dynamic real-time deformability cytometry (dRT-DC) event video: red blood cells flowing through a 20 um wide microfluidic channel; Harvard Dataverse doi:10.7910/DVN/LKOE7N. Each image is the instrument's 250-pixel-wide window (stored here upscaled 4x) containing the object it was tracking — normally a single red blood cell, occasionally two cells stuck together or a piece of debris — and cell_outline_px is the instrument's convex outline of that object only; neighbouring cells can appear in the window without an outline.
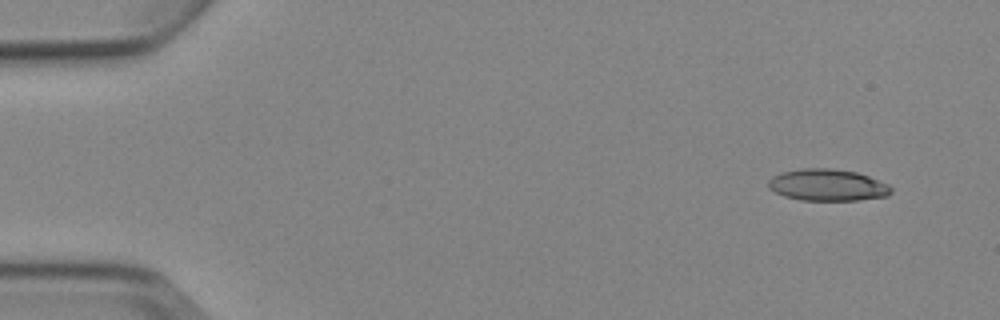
{"species": "Egyptian fruit bat (a non-hibernating species)", "species_latin": "Rousettus aegyptiacus", "temperature_condition": "cold", "stored_images_in_passage": 6, "camera_frame_rate_fps": 3000, "um_per_image_px": 0.085, "animal": {"sex": "female"}, "frame": {"image": 1, "passage_image": 1, "time_ms": 0.0, "image_size_px": [1000, 320], "cell_outline_px": [[892, 192], [888, 196], [860, 200], [800, 200], [784, 196], [768, 188], [768, 180], [772, 176], [780, 172], [800, 168], [832, 168], [856, 172], [868, 176], [888, 184], [892, 188]], "centroid_in_image_um": [70.33, 15.72], "position_along_channel_um": 14.7, "area_um2": 22.89}}
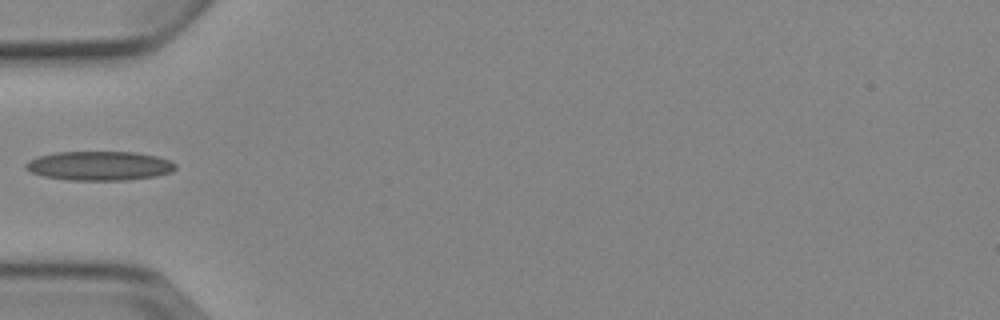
{"frame": {"image": 2, "passage_image": 5, "time_ms": 4.667, "image_size_px": [1000, 320], "cell_outline_px": [[176, 168], [172, 172], [156, 176], [128, 180], [68, 180], [44, 176], [32, 172], [24, 168], [24, 164], [28, 160], [36, 156], [56, 152], [136, 152], [156, 156], [168, 160], [176, 164]], "centroid_in_image_um": [8.43, 14.09], "position_along_channel_um": 76.6, "area_um2": 25.61}}
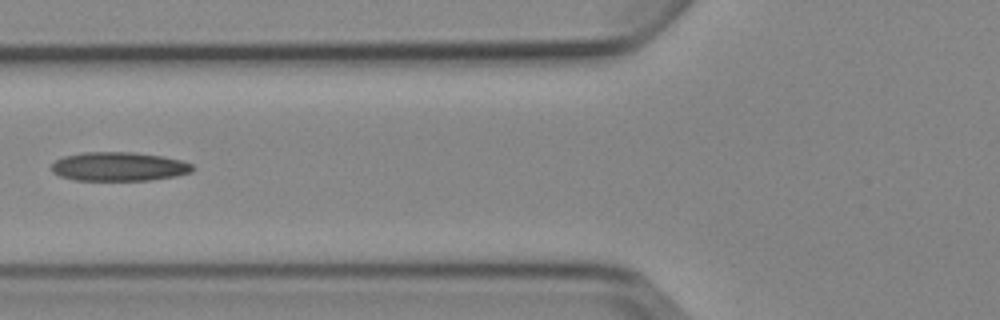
{"frame": {"image": 3, "passage_image": 6, "time_ms": 5.667, "image_size_px": [1000, 320], "cell_outline_px": [[196, 168], [192, 172], [176, 176], [148, 180], [76, 180], [60, 176], [52, 172], [52, 164], [56, 160], [64, 156], [84, 152], [132, 152], [164, 156], [180, 160], [192, 164]], "centroid_in_image_um": [10.13, 14.15], "position_along_channel_um": 115.7, "area_um2": 23.81}}